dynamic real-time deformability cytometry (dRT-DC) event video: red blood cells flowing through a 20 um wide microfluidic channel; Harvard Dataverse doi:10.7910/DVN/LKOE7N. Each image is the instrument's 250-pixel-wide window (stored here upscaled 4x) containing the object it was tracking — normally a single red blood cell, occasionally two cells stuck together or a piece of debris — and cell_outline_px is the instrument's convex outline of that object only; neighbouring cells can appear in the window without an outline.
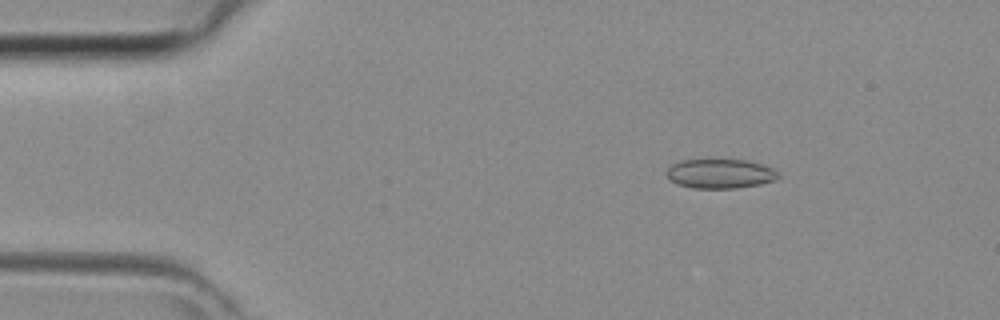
{"species": "common noctule bat (a hibernating species)", "species_latin": "Nyctalus noctula", "temperature_condition": "room temperature", "stored_images_in_passage": 37, "camera_frame_rate_fps": 3000, "um_per_image_px": 0.085, "animal": {"sex": "female", "body_mass_g": 29.2, "forearm_length_mm": 56.3}, "frame": {"image": 1, "passage_image": 6, "time_ms": 1.667, "image_size_px": [1000, 320], "cell_outline_px": [[780, 176], [776, 180], [760, 184], [736, 188], [692, 188], [676, 184], [668, 176], [668, 168], [672, 164], [680, 160], [744, 160], [764, 164], [772, 168]], "centroid_in_image_um": [61.23, 14.76], "position_along_channel_um": 23.8, "area_um2": 19.02}}
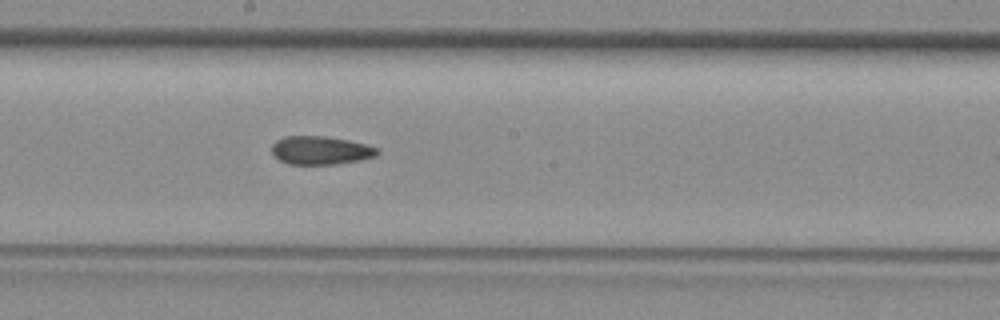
{"frame": {"image": 2, "passage_image": 23, "time_ms": 7.333, "image_size_px": [1000, 320], "cell_outline_px": [[380, 152], [376, 156], [360, 160], [336, 164], [288, 164], [280, 160], [272, 152], [272, 144], [276, 140], [284, 136], [324, 136], [348, 140], [364, 144], [376, 148]], "centroid_in_image_um": [27.24, 12.78], "position_along_channel_um": 221.0, "area_um2": 17.34}}
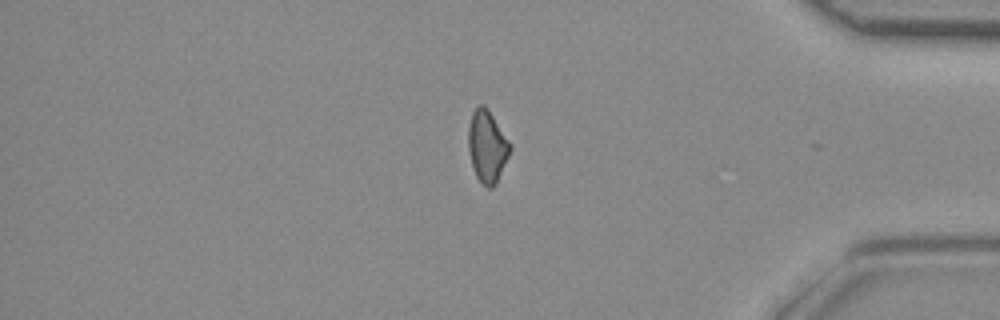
{"frame": {"image": 3, "passage_image": 36, "time_ms": 11.667, "image_size_px": [1000, 320], "cell_outline_px": [[512, 148], [496, 184], [492, 188], [488, 188], [476, 176], [472, 168], [468, 148], [468, 128], [472, 112], [480, 104], [484, 104], [512, 144]], "centroid_in_image_um": [41.41, 12.44], "position_along_channel_um": 393.8, "area_um2": 17.51}}